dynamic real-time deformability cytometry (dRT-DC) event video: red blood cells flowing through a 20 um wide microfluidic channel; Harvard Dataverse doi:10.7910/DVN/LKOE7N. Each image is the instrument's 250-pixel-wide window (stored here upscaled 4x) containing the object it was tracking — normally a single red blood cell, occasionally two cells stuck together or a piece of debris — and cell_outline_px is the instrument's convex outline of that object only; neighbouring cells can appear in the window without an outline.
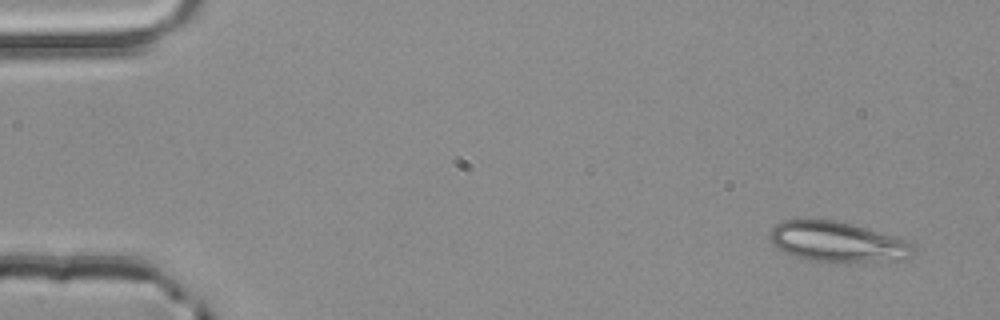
{"species": "common noctule bat (a hibernating species)", "species_latin": "Nyctalus noctula", "temperature_condition": "room temperature", "stored_images_in_passage": 4, "camera_frame_rate_fps": 3000, "um_per_image_px": 0.085, "animal": {"sex": "male", "body_mass_g": 20.4}, "frame": {"image": 1, "passage_image": 1, "time_ms": 0.0, "image_size_px": [1000, 320], "cell_outline_px": [[916, 256], [904, 260], [808, 260], [784, 252], [768, 236], [772, 228], [776, 224], [784, 220], [836, 220], [900, 236], [912, 244], [916, 248]], "centroid_in_image_um": [71.29, 20.53], "position_along_channel_um": 13.7, "area_um2": 33.23}}